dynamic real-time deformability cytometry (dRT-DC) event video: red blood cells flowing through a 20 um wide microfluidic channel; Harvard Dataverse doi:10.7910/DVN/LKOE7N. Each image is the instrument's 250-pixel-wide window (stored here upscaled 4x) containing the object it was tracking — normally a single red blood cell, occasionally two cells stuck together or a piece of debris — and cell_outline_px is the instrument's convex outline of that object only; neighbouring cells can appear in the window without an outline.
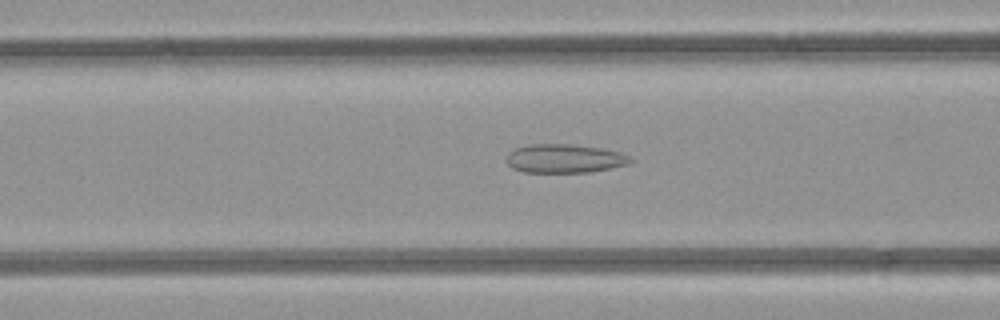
{"species": "common noctule bat (a hibernating species)", "species_latin": "Nyctalus noctula", "temperature_condition": "room temperature", "stored_images_in_passage": 10, "camera_frame_rate_fps": 3000, "um_per_image_px": 0.085, "animal": {"sex": "female", "body_mass_g": 21.9}, "frame": {"image": 1, "passage_image": 6, "time_ms": 1.667, "image_size_px": [1000, 320], "cell_outline_px": [[636, 160], [632, 164], [592, 172], [524, 172], [512, 168], [508, 164], [508, 152], [516, 148], [532, 144], [568, 144], [600, 148], [620, 152]], "centroid_in_image_um": [48.05, 13.48], "position_along_channel_um": 118.6, "area_um2": 20.81}}
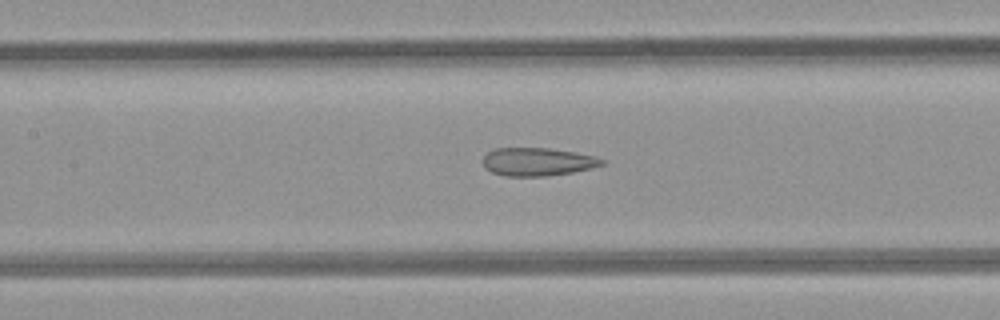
{"frame": {"image": 2, "passage_image": 9, "time_ms": 2.667, "image_size_px": [1000, 320], "cell_outline_px": [[604, 164], [592, 168], [572, 172], [544, 176], [504, 176], [492, 172], [484, 168], [484, 156], [488, 152], [496, 148], [548, 148], [576, 152], [596, 156], [604, 160]], "centroid_in_image_um": [45.7, 13.75], "position_along_channel_um": 161.7, "area_um2": 19.48}}